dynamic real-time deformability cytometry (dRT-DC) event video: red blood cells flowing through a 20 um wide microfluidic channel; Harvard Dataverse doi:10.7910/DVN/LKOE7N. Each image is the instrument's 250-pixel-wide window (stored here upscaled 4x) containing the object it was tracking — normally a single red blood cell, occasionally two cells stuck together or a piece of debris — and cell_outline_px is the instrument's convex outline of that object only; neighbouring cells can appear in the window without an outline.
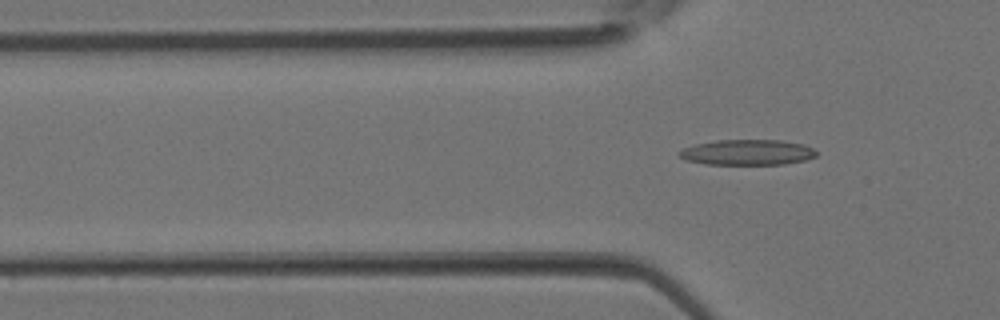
{"species": "Egyptian fruit bat (a non-hibernating species)", "species_latin": "Rousettus aegyptiacus", "temperature_condition": "room temperature", "stored_images_in_passage": 2, "camera_frame_rate_fps": 3000, "um_per_image_px": 0.085, "animal": {"sex": "female"}, "frame": {"image": 1, "passage_image": 2, "time_ms": 0.333, "image_size_px": [1000, 320], "cell_outline_px": [[816, 156], [804, 160], [784, 164], [704, 164], [684, 160], [676, 152], [684, 148], [696, 144], [716, 140], [780, 140], [804, 144], [812, 148], [816, 152]], "centroid_in_image_um": [63.49, 12.95], "position_along_channel_um": 62.3, "area_um2": 20.35}}